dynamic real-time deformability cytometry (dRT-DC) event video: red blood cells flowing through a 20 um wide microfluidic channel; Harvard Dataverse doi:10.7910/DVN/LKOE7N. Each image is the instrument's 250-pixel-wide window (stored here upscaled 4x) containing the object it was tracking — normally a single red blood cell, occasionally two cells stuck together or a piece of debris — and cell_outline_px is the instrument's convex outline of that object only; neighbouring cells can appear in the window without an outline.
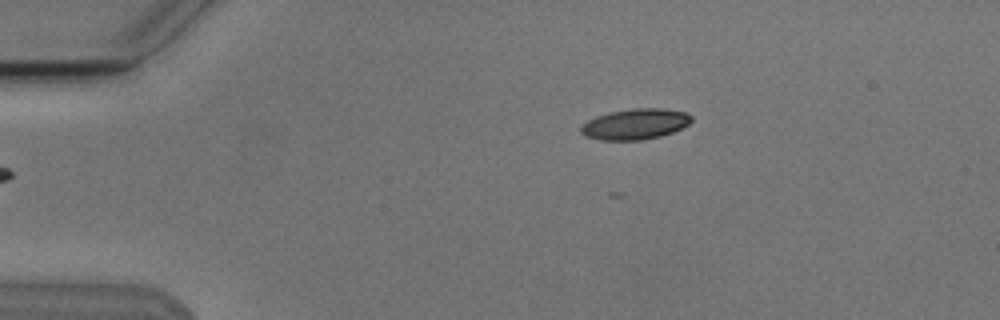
{"species": "Egyptian fruit bat (a non-hibernating species)", "species_latin": "Rousettus aegyptiacus", "temperature_condition": "cold", "stored_images_in_passage": 6, "camera_frame_rate_fps": 3000, "um_per_image_px": 0.085, "animal": {"sex": "male"}, "frame": {"image": 1, "passage_image": 6, "time_ms": 5.667, "image_size_px": [1000, 320], "cell_outline_px": [[692, 120], [688, 124], [672, 132], [660, 136], [644, 140], [600, 140], [584, 136], [580, 132], [580, 128], [588, 120], [596, 116], [608, 112], [632, 108], [664, 108], [684, 112], [692, 116]], "centroid_in_image_um": [53.97, 10.54], "position_along_channel_um": 31.0, "area_um2": 19.83}}